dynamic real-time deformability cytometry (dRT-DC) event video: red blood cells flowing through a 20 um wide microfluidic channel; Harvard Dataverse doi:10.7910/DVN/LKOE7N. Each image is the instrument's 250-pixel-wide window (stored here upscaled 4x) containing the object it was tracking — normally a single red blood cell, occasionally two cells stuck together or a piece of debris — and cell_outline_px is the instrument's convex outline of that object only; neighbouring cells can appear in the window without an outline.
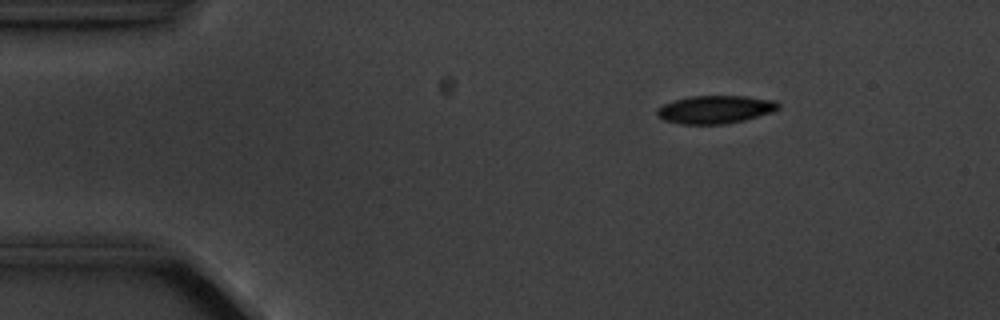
{"species": "common noctule bat (a hibernating species)", "species_latin": "Nyctalus noctula", "temperature_condition": "cold", "stored_images_in_passage": 6, "camera_frame_rate_fps": 3000, "um_per_image_px": 0.085, "animal": {"sex": "male", "body_mass_g": 20.1, "forearm_length_mm": 53.5}, "frame": {"image": 1, "passage_image": 2, "time_ms": 1.333, "image_size_px": [1000, 320], "cell_outline_px": [[780, 108], [772, 112], [744, 120], [724, 124], [680, 124], [664, 120], [656, 116], [656, 108], [672, 100], [688, 96], [744, 96], [776, 100], [780, 104]], "centroid_in_image_um": [60.77, 9.3], "position_along_channel_um": 24.2, "area_um2": 20.0}}